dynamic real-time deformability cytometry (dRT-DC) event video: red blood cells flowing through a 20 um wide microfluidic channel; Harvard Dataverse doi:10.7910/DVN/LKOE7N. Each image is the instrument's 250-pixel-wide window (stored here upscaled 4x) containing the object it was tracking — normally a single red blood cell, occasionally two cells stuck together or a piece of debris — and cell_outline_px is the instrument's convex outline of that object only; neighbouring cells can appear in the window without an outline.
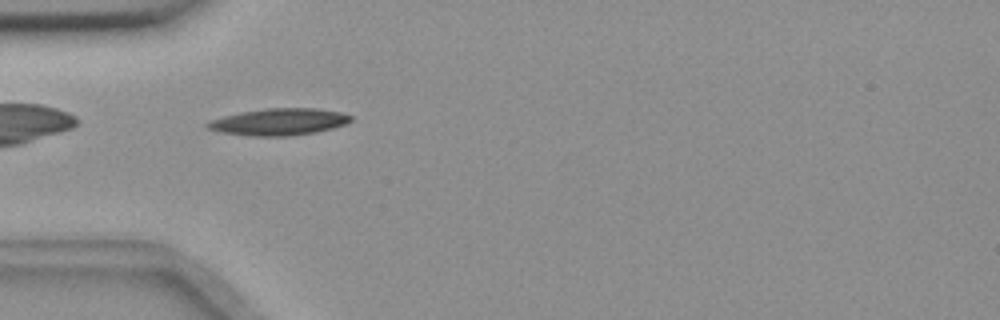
{"species": "common noctule bat (a hibernating species)", "species_latin": "Nyctalus noctula", "temperature_condition": "room temperature", "stored_images_in_passage": 33, "camera_frame_rate_fps": 3000, "um_per_image_px": 0.085, "animal": {"sex": "female", "body_mass_g": 18.4}, "frame": {"image": 1, "passage_image": 1, "time_ms": 0.0, "image_size_px": [1000, 320], "cell_outline_px": [[352, 120], [348, 124], [316, 132], [288, 136], [252, 136], [220, 132], [208, 128], [204, 124], [208, 120], [240, 112], [268, 108], [316, 108], [340, 112], [352, 116]], "centroid_in_image_um": [23.71, 10.35], "position_along_channel_um": 61.3, "area_um2": 22.48}}
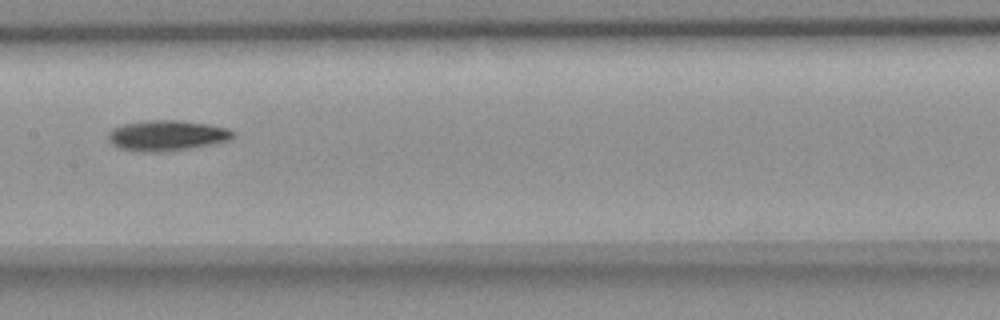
{"frame": {"image": 2, "passage_image": 12, "time_ms": 3.667, "image_size_px": [1000, 320], "cell_outline_px": [[236, 136], [228, 140], [212, 144], [164, 152], [140, 152], [120, 148], [112, 144], [108, 140], [108, 132], [112, 128], [124, 124], [148, 120], [180, 120], [208, 124], [228, 128], [236, 132]], "centroid_in_image_um": [14.19, 11.51], "position_along_channel_um": 193.2, "area_um2": 22.31}}
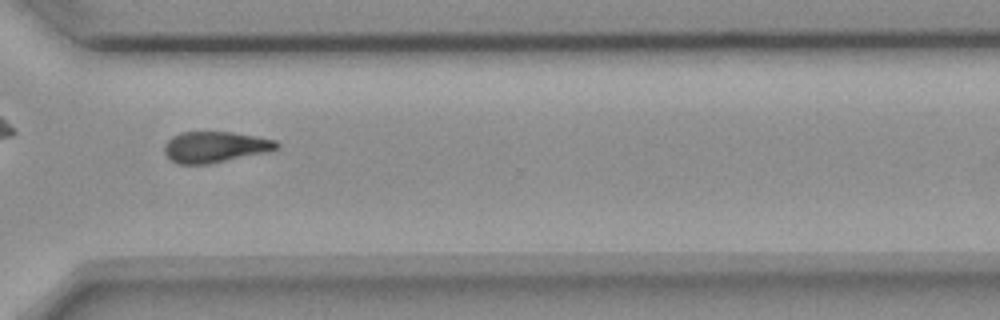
{"frame": {"image": 3, "passage_image": 25, "time_ms": 8.0, "image_size_px": [1000, 320], "cell_outline_px": [[280, 148], [268, 152], [208, 164], [180, 164], [172, 160], [164, 152], [164, 144], [172, 136], [180, 132], [232, 132], [256, 136], [276, 140], [280, 144]], "centroid_in_image_um": [18.31, 12.49], "position_along_channel_um": 352.3, "area_um2": 20.35}, "authors_computed_cell_mechanics": {"area_um2": 21.0392, "velocity_mm_per_s": 3.6636, "shape_relaxation_time_tau1_ms": 4.204, "shape_relaxation_time_tau2_ms": null, "deformation_change_tau1": 0.1475, "deformation_change_tau2": null}}